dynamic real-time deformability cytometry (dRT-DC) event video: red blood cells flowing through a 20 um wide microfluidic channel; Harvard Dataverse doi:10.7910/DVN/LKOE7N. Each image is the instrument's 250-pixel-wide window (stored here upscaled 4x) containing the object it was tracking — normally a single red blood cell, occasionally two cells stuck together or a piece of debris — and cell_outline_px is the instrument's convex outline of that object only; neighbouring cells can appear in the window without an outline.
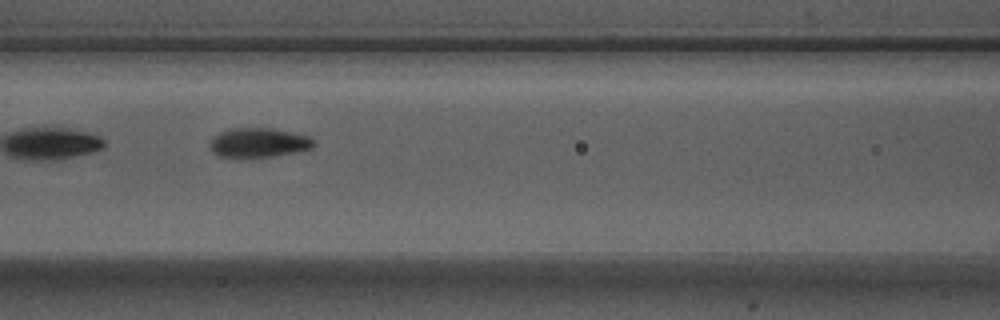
{"species": "Egyptian fruit bat (a non-hibernating species)", "species_latin": "Rousettus aegyptiacus", "temperature_condition": "warm", "stored_images_in_passage": 11, "camera_frame_rate_fps": 3000, "um_per_image_px": 0.085, "animal": {"sex": "male"}, "frame": {"image": 1, "passage_image": 7, "time_ms": 2.0, "image_size_px": [1000, 320], "cell_outline_px": [[316, 144], [312, 148], [272, 156], [240, 160], [236, 160], [220, 156], [212, 152], [208, 144], [220, 132], [236, 128], [272, 128], [308, 136], [316, 140]], "centroid_in_image_um": [21.95, 12.16], "position_along_channel_um": 144.7, "area_um2": 18.15}}